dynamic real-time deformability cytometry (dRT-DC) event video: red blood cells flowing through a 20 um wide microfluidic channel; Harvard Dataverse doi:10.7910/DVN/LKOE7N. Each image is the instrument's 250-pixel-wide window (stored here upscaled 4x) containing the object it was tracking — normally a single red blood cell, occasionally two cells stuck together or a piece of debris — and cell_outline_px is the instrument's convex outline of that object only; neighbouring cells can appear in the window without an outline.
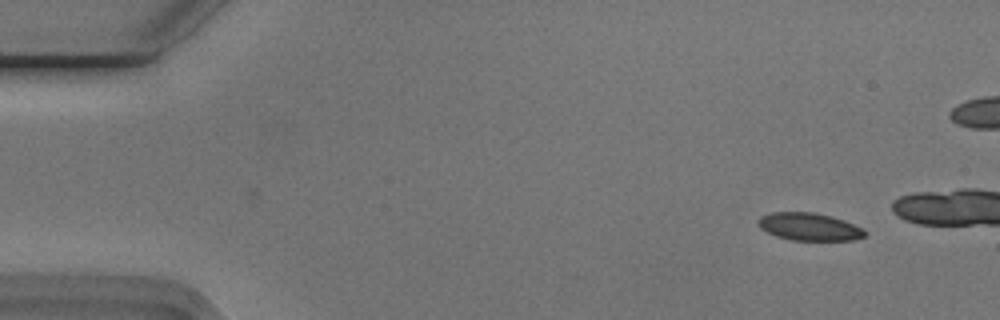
{"species": "Egyptian fruit bat (a non-hibernating species)", "species_latin": "Rousettus aegyptiacus", "temperature_condition": "cold", "stored_images_in_passage": 13, "camera_frame_rate_fps": 3000, "um_per_image_px": 0.085, "animal": {"sex": "male"}, "frame": {"image": 1, "passage_image": 4, "time_ms": 1.0, "image_size_px": [1000, 320], "cell_outline_px": [[868, 232], [864, 236], [852, 240], [792, 240], [776, 236], [760, 228], [756, 220], [760, 216], [772, 212], [816, 212], [832, 216], [844, 220], [864, 228]], "centroid_in_image_um": [68.79, 19.26], "position_along_channel_um": 16.2, "area_um2": 17.34}}